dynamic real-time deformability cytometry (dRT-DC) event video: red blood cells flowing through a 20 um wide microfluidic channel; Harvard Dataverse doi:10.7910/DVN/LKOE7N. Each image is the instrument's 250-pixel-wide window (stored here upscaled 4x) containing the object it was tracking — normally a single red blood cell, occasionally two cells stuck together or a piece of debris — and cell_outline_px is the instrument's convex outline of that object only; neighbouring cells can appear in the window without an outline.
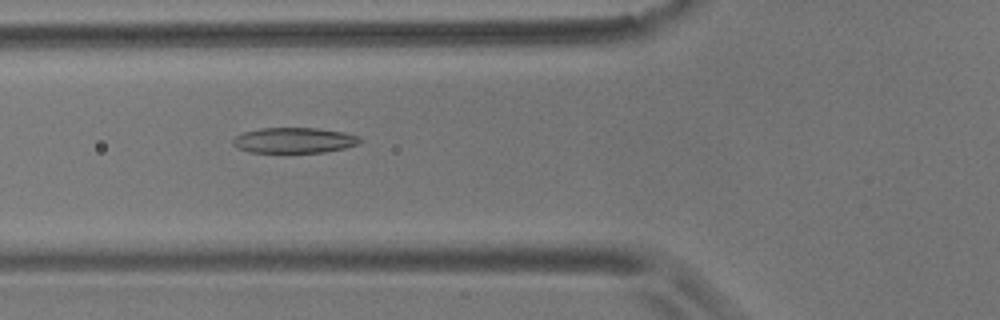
{"species": "common noctule bat (a hibernating species)", "species_latin": "Nyctalus noctula", "temperature_condition": "room temperature", "stored_images_in_passage": 50, "camera_frame_rate_fps": 3000, "um_per_image_px": 0.085, "animal": {"sex": "male", "body_mass_g": 17.9}, "frame": {"image": 1, "passage_image": 15, "time_ms": 4.667, "image_size_px": [1000, 320], "cell_outline_px": [[364, 140], [360, 144], [344, 148], [324, 152], [288, 156], [248, 152], [236, 148], [232, 144], [232, 140], [236, 136], [244, 132], [260, 128], [316, 128], [344, 132], [360, 136]], "centroid_in_image_um": [24.99, 11.98], "position_along_channel_um": 100.8, "area_um2": 20.11}}
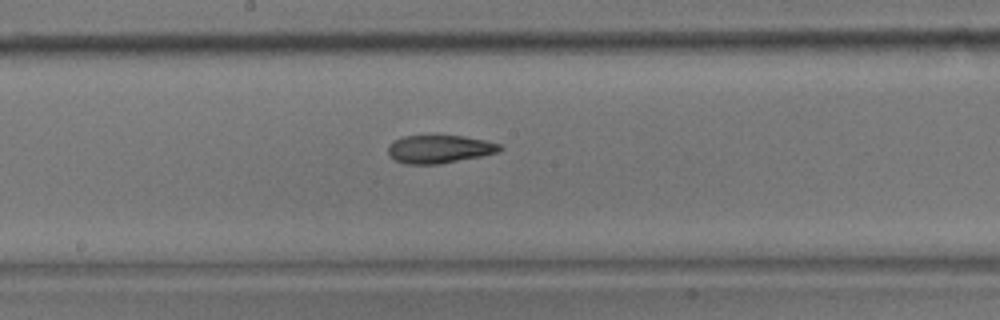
{"frame": {"image": 2, "passage_image": 24, "time_ms": 7.667, "image_size_px": [1000, 320], "cell_outline_px": [[504, 148], [500, 152], [484, 156], [440, 164], [404, 164], [392, 160], [388, 156], [388, 144], [392, 140], [404, 136], [464, 136], [484, 140], [500, 144]], "centroid_in_image_um": [37.33, 12.69], "position_along_channel_um": 210.9, "area_um2": 18.67}}
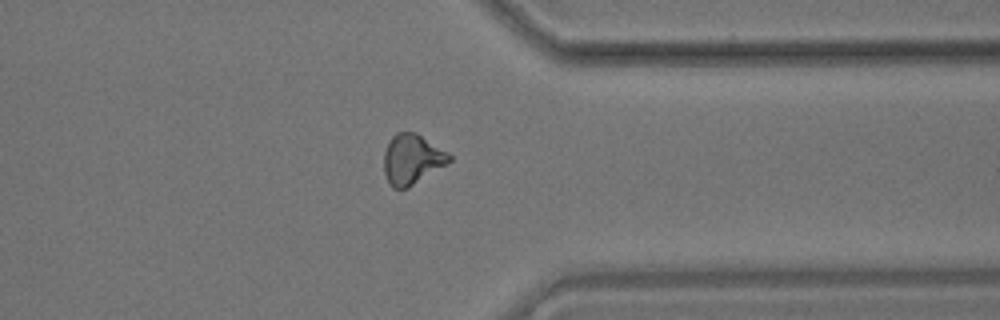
{"frame": {"image": 3, "passage_image": 38, "time_ms": 12.333, "image_size_px": [1000, 320], "cell_outline_px": [[452, 160], [448, 164], [408, 188], [392, 188], [388, 184], [384, 172], [384, 152], [392, 136], [396, 132], [416, 132], [448, 152], [452, 156]], "centroid_in_image_um": [35.03, 13.55], "position_along_channel_um": 376.4, "area_um2": 19.25}, "authors_computed_cell_mechanics": {"area_um2": 18.8717, "velocity_mm_per_s": 3.6592, "shape_relaxation_time_tau1_ms": null, "shape_relaxation_time_tau2_ms": 4.073, "deformation_change_tau1": null, "deformation_change_tau2": 0.1288}}